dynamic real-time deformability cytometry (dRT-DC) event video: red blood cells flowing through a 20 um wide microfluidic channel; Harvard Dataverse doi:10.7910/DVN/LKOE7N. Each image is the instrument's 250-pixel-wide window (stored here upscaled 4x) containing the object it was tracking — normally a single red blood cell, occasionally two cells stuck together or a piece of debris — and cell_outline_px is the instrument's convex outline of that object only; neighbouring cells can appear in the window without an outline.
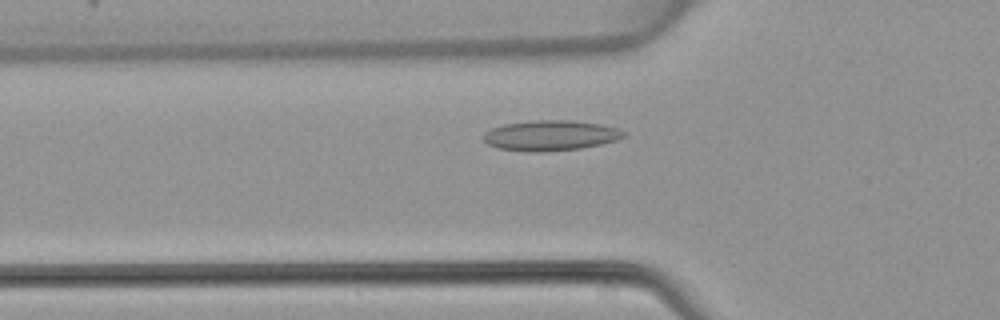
{"species": "common noctule bat (a hibernating species)", "species_latin": "Nyctalus noctula", "temperature_condition": "warm", "stored_images_in_passage": 43, "camera_frame_rate_fps": 3000, "um_per_image_px": 0.085, "animal": {"sex": "female", "body_mass_g": 22.7, "forearm_length_mm": 54.2}, "frame": {"image": 1, "passage_image": 11, "time_ms": 3.333, "image_size_px": [1000, 320], "cell_outline_px": [[628, 132], [624, 136], [616, 140], [600, 144], [580, 148], [540, 152], [528, 152], [496, 148], [488, 144], [484, 140], [484, 132], [492, 128], [504, 124], [536, 120], [572, 120], [600, 124], [616, 128]], "centroid_in_image_um": [46.78, 11.51], "position_along_channel_um": 79.0, "area_um2": 24.74}}
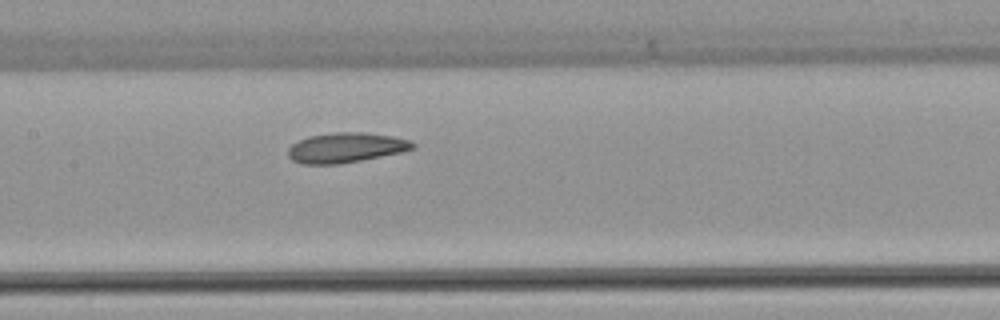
{"frame": {"image": 2, "passage_image": 18, "time_ms": 5.667, "image_size_px": [1000, 320], "cell_outline_px": [[416, 148], [404, 152], [340, 164], [300, 164], [292, 160], [288, 156], [288, 148], [292, 144], [308, 136], [336, 132], [364, 132], [392, 136], [408, 140], [416, 144]], "centroid_in_image_um": [29.41, 12.55], "position_along_channel_um": 178.0, "area_um2": 21.91}}
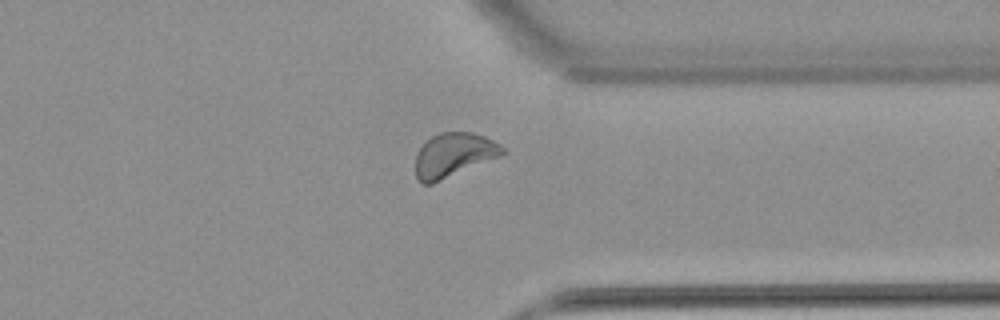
{"frame": {"image": 3, "passage_image": 32, "time_ms": 10.333, "image_size_px": [1000, 320], "cell_outline_px": [[504, 152], [500, 156], [432, 184], [420, 184], [416, 176], [416, 156], [420, 148], [432, 136], [440, 132], [472, 132], [484, 136], [500, 144], [504, 148]], "centroid_in_image_um": [38.55, 13.18], "position_along_channel_um": 372.9, "area_um2": 22.14}}